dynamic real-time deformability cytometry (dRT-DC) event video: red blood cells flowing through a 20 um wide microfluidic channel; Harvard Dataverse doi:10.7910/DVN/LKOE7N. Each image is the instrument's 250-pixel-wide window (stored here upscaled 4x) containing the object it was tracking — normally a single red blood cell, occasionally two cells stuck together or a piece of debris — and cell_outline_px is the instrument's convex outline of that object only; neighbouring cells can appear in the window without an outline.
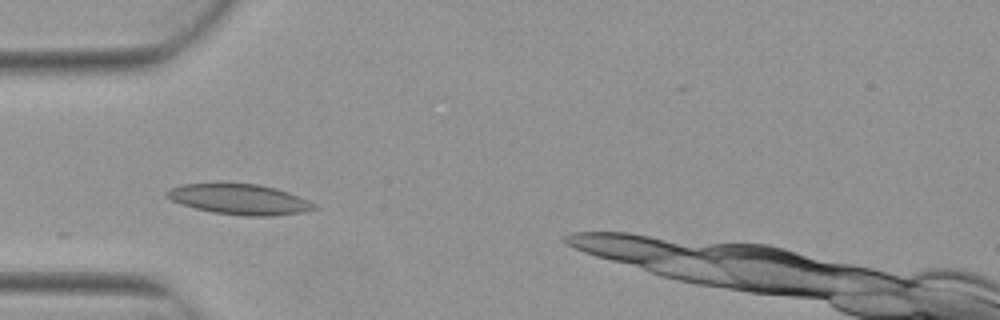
{"species": "Egyptian fruit bat (a non-hibernating species)", "species_latin": "Rousettus aegyptiacus", "temperature_condition": "warm", "stored_images_in_passage": 5, "camera_frame_rate_fps": 3000, "um_per_image_px": 0.085, "animal": {"sex": "female"}, "frame": {"image": 1, "passage_image": 3, "time_ms": 0.667, "image_size_px": [1000, 320], "cell_outline_px": [[320, 208], [304, 212], [272, 216], [240, 216], [212, 212], [180, 204], [164, 196], [164, 192], [168, 188], [180, 184], [260, 184], [276, 188], [288, 192], [308, 200], [316, 204]], "centroid_in_image_um": [20.35, 16.95], "position_along_channel_um": 64.6, "area_um2": 26.3}}
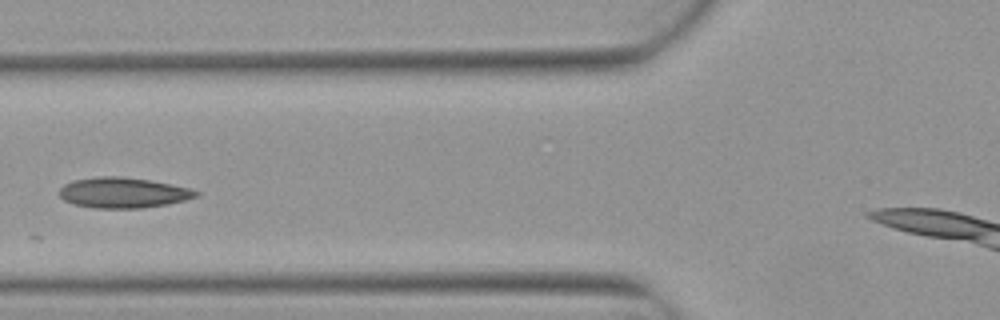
{"frame": {"image": 2, "passage_image": 4, "time_ms": 1.0, "image_size_px": [1000, 320], "cell_outline_px": [[200, 196], [168, 204], [140, 208], [92, 208], [76, 204], [64, 200], [56, 192], [64, 184], [72, 180], [100, 176], [120, 176], [148, 180], [172, 184], [188, 188], [200, 192]], "centroid_in_image_um": [10.44, 16.37], "position_along_channel_um": 115.4, "area_um2": 24.33}}
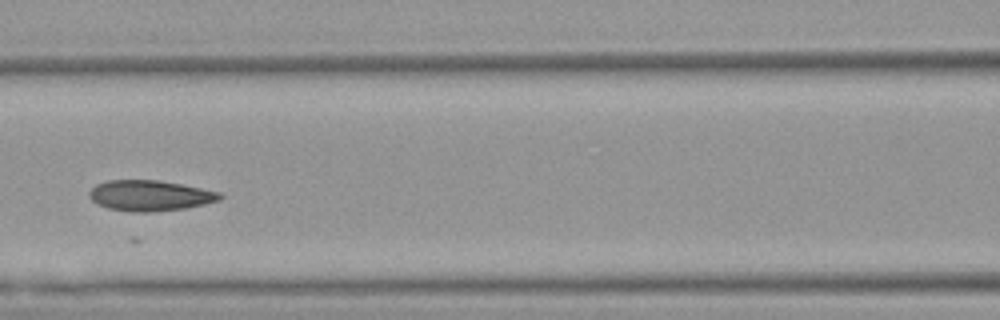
{"frame": {"image": 3, "passage_image": 5, "time_ms": 1.333, "image_size_px": [1000, 320], "cell_outline_px": [[224, 196], [220, 200], [204, 204], [184, 208], [152, 212], [132, 212], [108, 208], [96, 204], [88, 196], [88, 192], [96, 184], [108, 180], [160, 180], [220, 192]], "centroid_in_image_um": [12.72, 16.62], "position_along_channel_um": 153.9, "area_um2": 23.35}}